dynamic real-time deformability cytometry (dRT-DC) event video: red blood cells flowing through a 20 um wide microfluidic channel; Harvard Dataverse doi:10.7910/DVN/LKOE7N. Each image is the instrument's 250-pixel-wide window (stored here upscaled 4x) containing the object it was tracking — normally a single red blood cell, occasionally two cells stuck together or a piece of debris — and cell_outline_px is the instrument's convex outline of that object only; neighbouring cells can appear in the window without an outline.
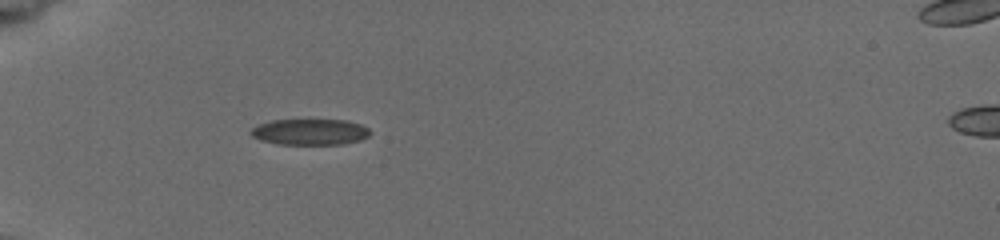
{"species": "common noctule bat (a hibernating species)", "species_latin": "Nyctalus noctula", "temperature_condition": "cold", "stored_images_in_passage": 1, "camera_frame_rate_fps": 3000, "um_per_image_px": 0.085, "animal": {"sex": "female", "body_mass_g": 19.5, "forearm_length_mm": 54.1}, "frame": {"image": 1, "passage_image": 1, "time_ms": 0.0, "image_size_px": [1000, 240], "cell_outline_px": [[372, 132], [368, 136], [360, 140], [344, 144], [276, 144], [260, 140], [252, 136], [248, 132], [252, 128], [260, 124], [272, 120], [348, 120], [360, 124], [368, 128]], "centroid_in_image_um": [26.35, 11.21], "position_along_channel_um": 58.7, "area_um2": 18.15}}